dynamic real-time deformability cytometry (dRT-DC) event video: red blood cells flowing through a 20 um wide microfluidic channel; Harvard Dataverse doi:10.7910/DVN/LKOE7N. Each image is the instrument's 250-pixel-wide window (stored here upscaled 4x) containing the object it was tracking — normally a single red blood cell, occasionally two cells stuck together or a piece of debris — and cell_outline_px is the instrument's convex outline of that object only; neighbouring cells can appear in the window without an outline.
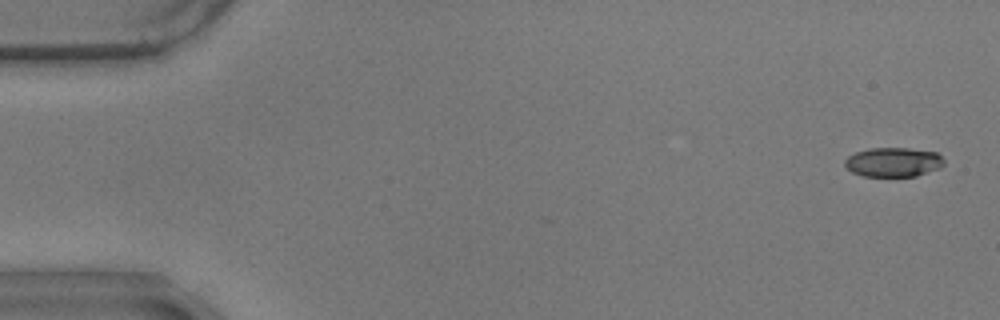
{"species": "common noctule bat (a hibernating species)", "species_latin": "Nyctalus noctula", "temperature_condition": "warm", "stored_images_in_passage": 11, "camera_frame_rate_fps": 3000, "um_per_image_px": 0.085, "animal": {"sex": "male", "body_mass_g": 17.9}, "frame": {"image": 1, "passage_image": 2, "time_ms": 0.333, "image_size_px": [1000, 320], "cell_outline_px": [[944, 164], [940, 168], [916, 176], [864, 176], [852, 172], [844, 164], [844, 160], [848, 156], [856, 152], [872, 148], [908, 148], [936, 152], [944, 160]], "centroid_in_image_um": [75.94, 13.78], "position_along_channel_um": 9.1, "area_um2": 16.88}}